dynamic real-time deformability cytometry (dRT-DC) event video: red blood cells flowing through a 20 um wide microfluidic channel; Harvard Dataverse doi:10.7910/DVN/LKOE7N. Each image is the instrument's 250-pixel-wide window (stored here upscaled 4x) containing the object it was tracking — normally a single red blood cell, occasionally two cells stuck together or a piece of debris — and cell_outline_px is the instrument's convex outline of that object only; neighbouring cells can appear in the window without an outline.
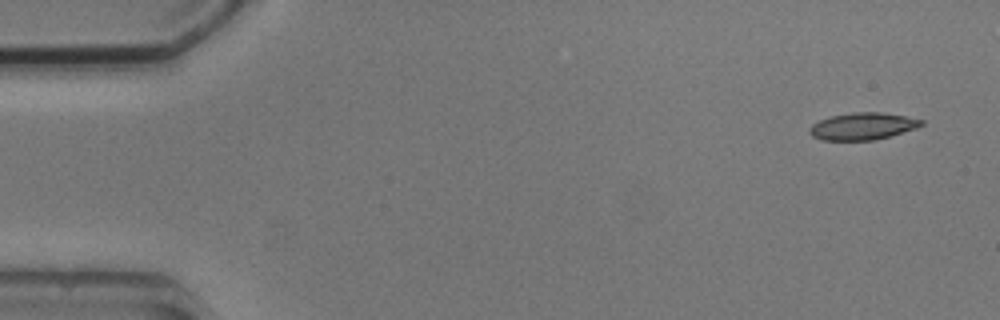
{"species": "common noctule bat (a hibernating species)", "species_latin": "Nyctalus noctula", "temperature_condition": "cold", "stored_images_in_passage": 8, "camera_frame_rate_fps": 3000, "um_per_image_px": 0.085, "animal": {"sex": "male", "body_mass_g": 20.5, "forearm_length_mm": 52.5}, "frame": {"image": 1, "passage_image": 1, "time_ms": 0.0, "image_size_px": [1000, 320], "cell_outline_px": [[924, 124], [916, 128], [888, 136], [872, 140], [824, 140], [812, 136], [808, 132], [808, 128], [812, 124], [820, 120], [832, 116], [856, 112], [880, 112], [904, 116], [924, 120]], "centroid_in_image_um": [73.31, 10.73], "position_along_channel_um": 11.7, "area_um2": 17.4}}
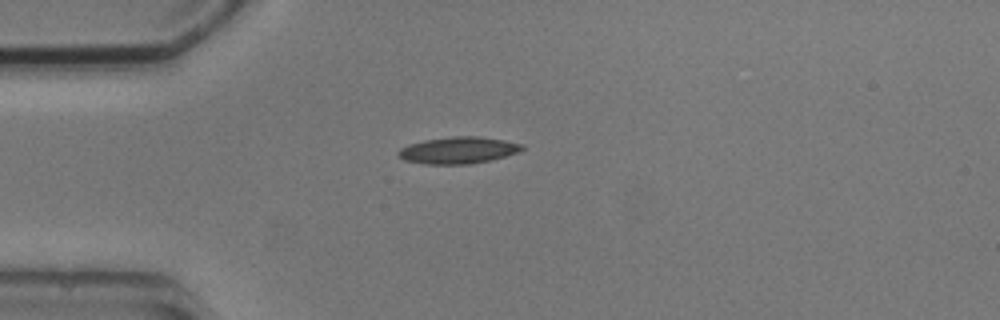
{"frame": {"image": 2, "passage_image": 4, "time_ms": 3.667, "image_size_px": [1000, 320], "cell_outline_px": [[524, 148], [520, 152], [492, 160], [468, 164], [424, 164], [404, 160], [396, 152], [400, 148], [408, 144], [424, 140], [452, 136], [476, 136], [504, 140], [524, 144]], "centroid_in_image_um": [38.96, 12.77], "position_along_channel_um": 46.0, "area_um2": 19.42}}